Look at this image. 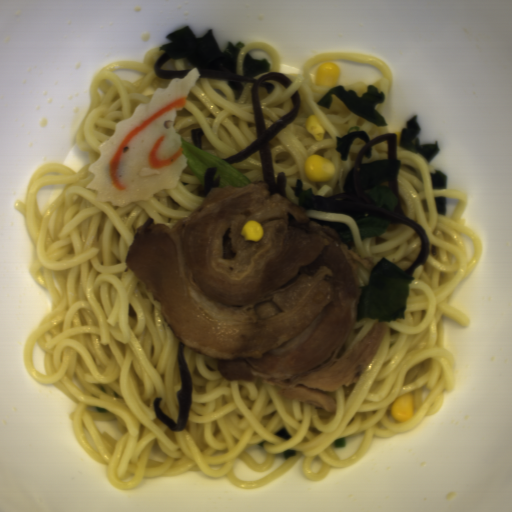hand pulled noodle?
Here are the masks:
<instances>
[{"mask_svg": "<svg viewBox=\"0 0 512 512\" xmlns=\"http://www.w3.org/2000/svg\"><path fill=\"white\" fill-rule=\"evenodd\" d=\"M150 48L142 63L115 60L90 82L91 105L76 134L90 163L77 173L58 163H45L31 175L25 201L14 209L25 216L26 230L36 247L29 266L32 278L48 290L50 311L28 335L23 362L41 385H53L74 404L68 414L75 439L98 463L115 488L129 490L144 478L174 477L200 471L211 479L226 476L238 489L256 490L287 473L304 456L302 473L321 481L332 468H349L371 449L374 438L410 432L427 416L436 415L445 394L454 392L453 352L445 348L443 315L470 327L471 318L451 305L450 296L479 264L484 245L478 232L462 218L468 195L460 189H433L428 159L400 144L401 130L378 126L352 113L334 93L329 109L317 104L335 86L312 80L318 62L349 61L374 66L384 74L374 85L385 99L393 89V73L383 60L353 51L318 52L302 65L301 74H284L288 88L276 79L268 93L259 86L265 130L292 110L298 92L297 118L269 141L274 183L285 174L286 198L309 218L346 223L355 245L351 250L370 257L372 267L383 257L405 270L418 259L422 241L406 223H390L381 236L361 237L356 221L345 213L299 206L291 187L302 181L303 192L331 198L345 193L344 184L365 142L355 137L347 160L335 150L352 131H364L370 142L396 133L397 192L405 216L422 227L429 239L423 265L411 275L404 319L381 321L387 331L370 365L351 387L331 392L336 412H327L277 395L273 384L226 380L217 360L183 344L192 382V405L181 431L161 422L159 408L177 424V391L183 380L178 363L179 338L165 321L161 302L125 264L135 229L153 218L170 229L208 196L198 193L199 179L187 164L174 189H163L148 201L125 207L95 203L97 190L86 188L95 178L89 166L99 145L114 135L117 122L129 119L140 103H150L161 79L154 70L165 50ZM360 98L366 83L338 84ZM324 124L323 139L306 128L310 114ZM322 155L336 166L334 176L310 181L308 155ZM446 198V215L438 214L437 197ZM411 391L414 416L406 422L390 417L396 398Z\"/></svg>", "mask_w": 512, "mask_h": 512, "instance_id": "hand-pulled-noodle-1", "label": "hand pulled noodle"}, {"mask_svg": "<svg viewBox=\"0 0 512 512\" xmlns=\"http://www.w3.org/2000/svg\"><path fill=\"white\" fill-rule=\"evenodd\" d=\"M230 166L236 169L238 172H240L242 175L247 177L252 182L258 180L264 181L262 159L259 150L252 154L251 156H249L248 158L240 162H234Z\"/></svg>", "mask_w": 512, "mask_h": 512, "instance_id": "hand-pulled-noodle-4", "label": "hand pulled noodle"}, {"mask_svg": "<svg viewBox=\"0 0 512 512\" xmlns=\"http://www.w3.org/2000/svg\"><path fill=\"white\" fill-rule=\"evenodd\" d=\"M249 53L251 58L256 59L258 61H262L263 59H267L270 65V70H267L265 73L256 74L252 79H258L262 75H266L270 72L280 73V65L281 59L279 52L275 47L270 45L269 43L255 41L250 42L247 45H244L237 60H236V74L239 76L244 75V58L246 54Z\"/></svg>", "mask_w": 512, "mask_h": 512, "instance_id": "hand-pulled-noodle-3", "label": "hand pulled noodle"}, {"mask_svg": "<svg viewBox=\"0 0 512 512\" xmlns=\"http://www.w3.org/2000/svg\"><path fill=\"white\" fill-rule=\"evenodd\" d=\"M376 321H379V319L378 318L371 319L368 316L364 319H361L360 321H357L356 316H355L354 325L349 334L347 342L338 354L342 355L343 353L347 352L354 344L359 342V340L366 335L367 331L370 329V327Z\"/></svg>", "mask_w": 512, "mask_h": 512, "instance_id": "hand-pulled-noodle-5", "label": "hand pulled noodle"}, {"mask_svg": "<svg viewBox=\"0 0 512 512\" xmlns=\"http://www.w3.org/2000/svg\"><path fill=\"white\" fill-rule=\"evenodd\" d=\"M240 84L244 91L236 100L227 79L199 77L173 122L181 140L221 159L250 146L257 139L251 94L255 82Z\"/></svg>", "mask_w": 512, "mask_h": 512, "instance_id": "hand-pulled-noodle-2", "label": "hand pulled noodle"}, {"mask_svg": "<svg viewBox=\"0 0 512 512\" xmlns=\"http://www.w3.org/2000/svg\"><path fill=\"white\" fill-rule=\"evenodd\" d=\"M357 272L358 281L363 286H368L370 280V270L367 269L361 262H358Z\"/></svg>", "mask_w": 512, "mask_h": 512, "instance_id": "hand-pulled-noodle-6", "label": "hand pulled noodle"}]
</instances>
